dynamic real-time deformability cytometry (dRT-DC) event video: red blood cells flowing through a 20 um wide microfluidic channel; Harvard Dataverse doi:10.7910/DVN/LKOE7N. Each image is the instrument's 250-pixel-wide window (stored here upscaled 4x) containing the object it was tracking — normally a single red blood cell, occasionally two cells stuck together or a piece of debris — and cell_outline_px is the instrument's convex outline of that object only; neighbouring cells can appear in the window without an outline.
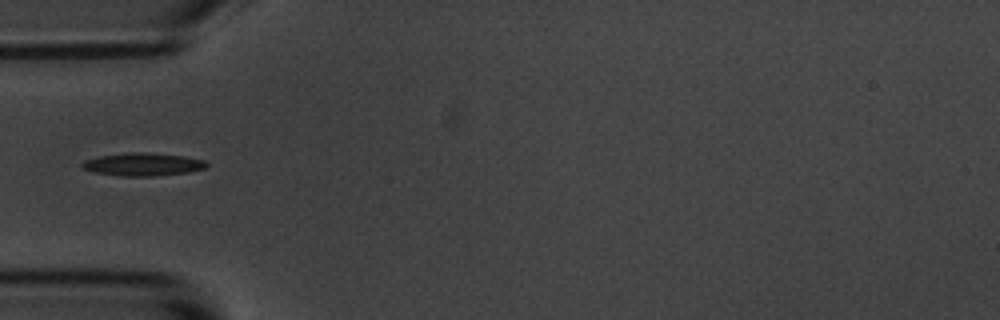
{"species": "common noctule bat (a hibernating species)", "species_latin": "Nyctalus noctula", "temperature_condition": "room temperature", "stored_images_in_passage": 3, "camera_frame_rate_fps": 3000, "um_per_image_px": 0.085, "animal": {"sex": "male", "body_mass_g": 20.1, "forearm_length_mm": 53.5}, "frame": {"image": 1, "passage_image": 3, "time_ms": 0.667, "image_size_px": [1000, 320], "cell_outline_px": [[208, 164], [204, 168], [188, 172], [156, 176], [120, 176], [92, 172], [84, 168], [80, 164], [84, 160], [100, 156], [132, 152], [144, 152], [184, 156], [204, 160]], "centroid_in_image_um": [12.12, 13.97], "position_along_channel_um": 72.9, "area_um2": 16.53}}